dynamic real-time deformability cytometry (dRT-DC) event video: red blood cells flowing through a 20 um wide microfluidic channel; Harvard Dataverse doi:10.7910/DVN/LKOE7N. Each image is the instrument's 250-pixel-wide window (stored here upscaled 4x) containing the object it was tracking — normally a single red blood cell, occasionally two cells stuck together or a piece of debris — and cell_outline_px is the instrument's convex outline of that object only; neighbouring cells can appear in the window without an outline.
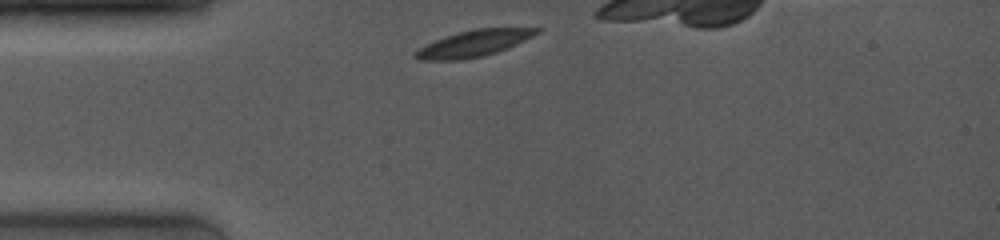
{"species": "common noctule bat (a hibernating species)", "species_latin": "Nyctalus noctula", "temperature_condition": "room temperature", "stored_images_in_passage": 35, "camera_frame_rate_fps": 4000, "um_per_image_px": 0.085, "animal": {"sex": "female", "body_mass_g": 19.0, "forearm_length_mm": 53.3}, "frame": {"image": 1, "passage_image": 1, "time_ms": 0.0, "image_size_px": [1000, 240], "cell_outline_px": [[544, 28], [540, 32], [508, 48], [484, 56], [464, 60], [416, 60], [412, 56], [412, 52], [436, 40], [460, 32], [476, 28]], "centroid_in_image_um": [40.25, 3.71], "position_along_channel_um": 44.7, "area_um2": 18.55}}
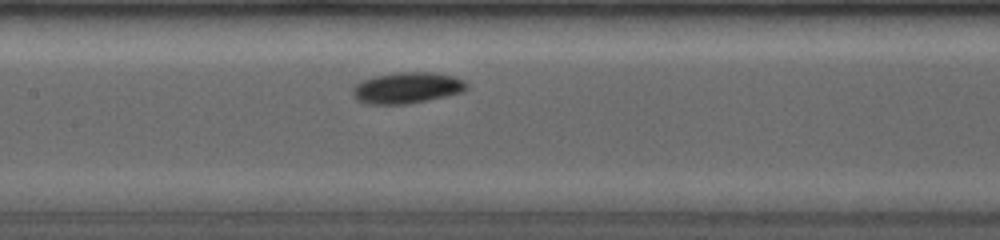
{"frame": {"image": 2, "passage_image": 15, "time_ms": 3.75, "image_size_px": [1000, 240], "cell_outline_px": [[468, 88], [464, 92], [408, 104], [368, 104], [356, 100], [352, 96], [352, 88], [360, 80], [372, 76], [396, 72], [436, 72], [456, 76], [464, 80], [468, 84]], "centroid_in_image_um": [34.59, 7.45], "position_along_channel_um": 172.8, "area_um2": 21.15}}
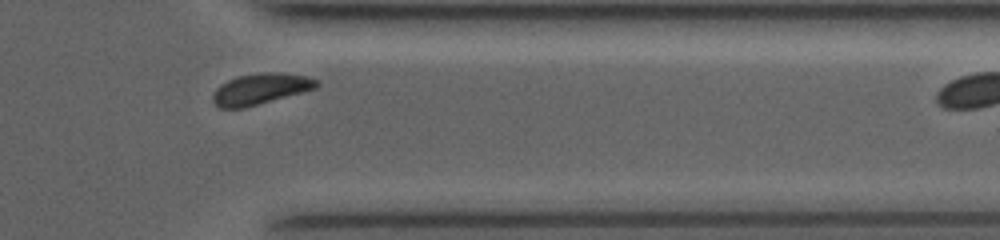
{"frame": {"image": 3, "passage_image": 32, "time_ms": 9.25, "image_size_px": [1000, 240], "cell_outline_px": [[320, 84], [316, 88], [244, 108], [220, 108], [212, 100], [212, 96], [216, 88], [220, 84], [236, 76], [264, 72], [280, 72], [308, 76], [320, 80]], "centroid_in_image_um": [22.15, 7.54], "position_along_channel_um": 389.2, "area_um2": 18.79}}